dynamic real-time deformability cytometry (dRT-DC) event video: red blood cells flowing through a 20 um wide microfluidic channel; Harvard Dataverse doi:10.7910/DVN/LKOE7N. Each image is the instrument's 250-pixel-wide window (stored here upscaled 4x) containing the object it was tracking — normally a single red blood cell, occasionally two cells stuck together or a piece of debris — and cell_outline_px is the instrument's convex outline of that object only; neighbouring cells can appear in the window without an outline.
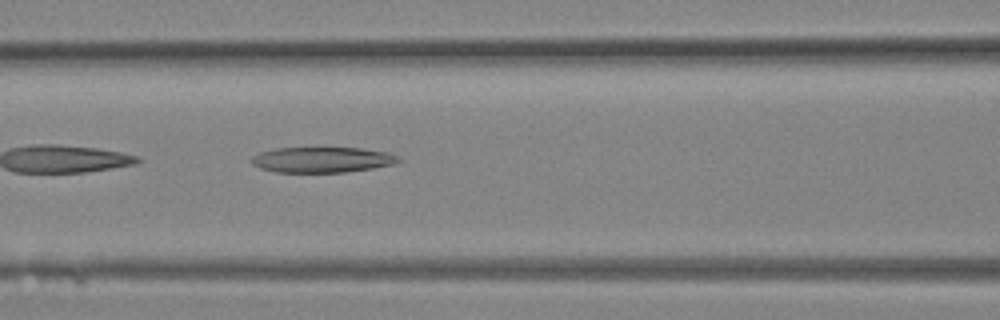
{"species": "Egyptian fruit bat (a non-hibernating species)", "species_latin": "Rousettus aegyptiacus", "temperature_condition": "room temperature", "stored_images_in_passage": 4, "camera_frame_rate_fps": 3000, "um_per_image_px": 0.085, "animal": {"sex": "female"}, "frame": {"image": 1, "passage_image": 4, "time_ms": 1.0, "image_size_px": [1000, 320], "cell_outline_px": [[404, 160], [392, 164], [372, 168], [344, 172], [276, 172], [260, 168], [252, 164], [252, 156], [260, 152], [276, 148], [360, 148], [388, 152], [400, 156]], "centroid_in_image_um": [27.41, 13.57], "position_along_channel_um": 139.2, "area_um2": 21.85}}